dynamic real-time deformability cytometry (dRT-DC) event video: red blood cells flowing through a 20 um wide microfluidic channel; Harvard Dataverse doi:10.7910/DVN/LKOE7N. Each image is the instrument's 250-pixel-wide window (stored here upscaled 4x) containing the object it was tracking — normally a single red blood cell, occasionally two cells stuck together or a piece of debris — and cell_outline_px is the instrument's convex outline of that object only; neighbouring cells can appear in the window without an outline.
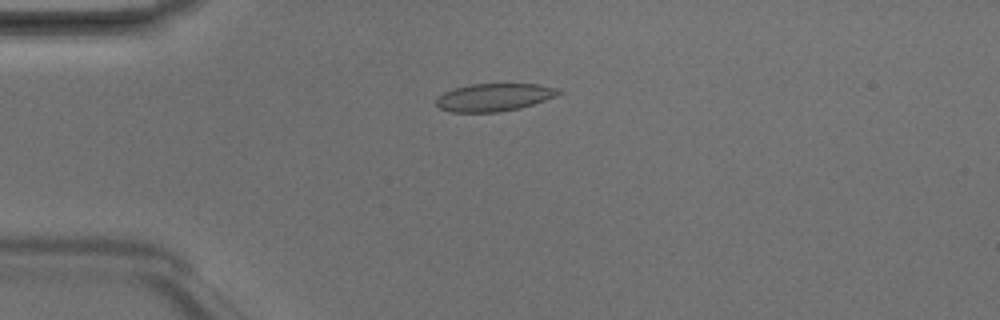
{"species": "Egyptian fruit bat (a non-hibernating species)", "species_latin": "Rousettus aegyptiacus", "temperature_condition": "room temperature", "stored_images_in_passage": 4, "camera_frame_rate_fps": 3000, "um_per_image_px": 0.085, "animal": {"sex": "male"}, "frame": {"image": 1, "passage_image": 3, "time_ms": 0.667, "image_size_px": [1000, 320], "cell_outline_px": [[564, 92], [556, 96], [520, 108], [500, 112], [452, 112], [440, 108], [436, 104], [436, 100], [444, 92], [456, 88], [472, 84], [540, 84], [556, 88]], "centroid_in_image_um": [42.02, 8.27], "position_along_channel_um": 43.0, "area_um2": 19.59}}
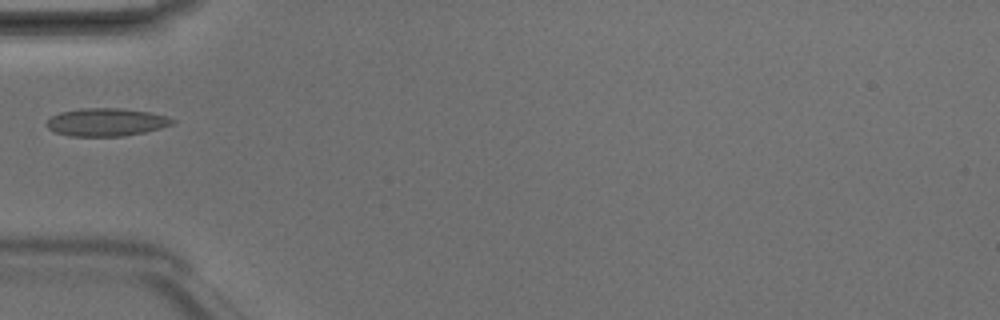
{"frame": {"image": 2, "passage_image": 4, "time_ms": 1.0, "image_size_px": [1000, 320], "cell_outline_px": [[176, 120], [172, 124], [160, 128], [144, 132], [124, 136], [68, 136], [56, 132], [48, 128], [44, 124], [52, 116], [60, 112], [80, 108], [124, 108], [148, 112], [168, 116]], "centroid_in_image_um": [9.02, 10.38], "position_along_channel_um": 76.0, "area_um2": 20.52}}